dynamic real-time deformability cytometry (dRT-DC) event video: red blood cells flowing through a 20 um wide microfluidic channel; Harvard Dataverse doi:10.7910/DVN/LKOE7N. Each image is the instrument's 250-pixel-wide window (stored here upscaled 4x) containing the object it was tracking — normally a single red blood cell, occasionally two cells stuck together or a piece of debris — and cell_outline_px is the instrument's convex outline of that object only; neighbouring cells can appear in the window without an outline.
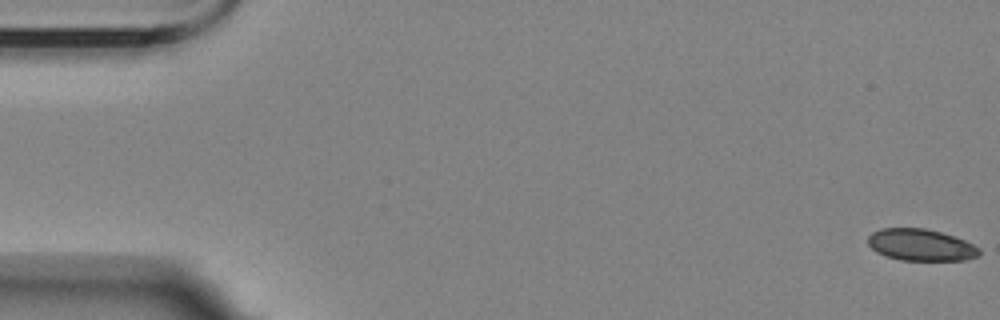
{"species": "Egyptian fruit bat (a non-hibernating species)", "species_latin": "Rousettus aegyptiacus", "temperature_condition": "room temperature", "stored_images_in_passage": 8, "camera_frame_rate_fps": 3000, "um_per_image_px": 0.085, "animal": {"sex": "female"}, "frame": {"image": 1, "passage_image": 1, "time_ms": 0.0, "image_size_px": [1000, 320], "cell_outline_px": [[980, 256], [964, 260], [900, 260], [884, 256], [876, 252], [868, 244], [868, 236], [872, 232], [880, 228], [924, 228], [940, 232], [964, 240], [980, 248]], "centroid_in_image_um": [78.25, 20.82], "position_along_channel_um": 6.8, "area_um2": 20.63}}
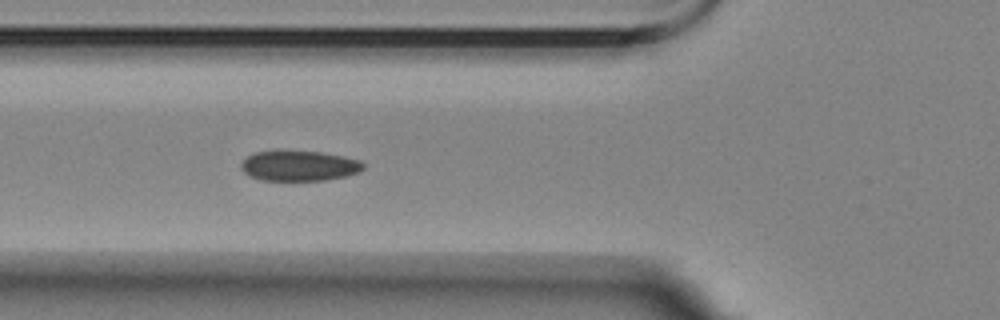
{"frame": {"image": 2, "passage_image": 6, "time_ms": 6.667, "image_size_px": [1000, 320], "cell_outline_px": [[364, 168], [360, 172], [348, 176], [324, 180], [260, 180], [248, 176], [240, 168], [240, 164], [248, 156], [256, 152], [284, 148], [320, 152], [344, 156], [360, 160], [364, 164]], "centroid_in_image_um": [25.41, 14.06], "position_along_channel_um": 100.4, "area_um2": 22.31}}
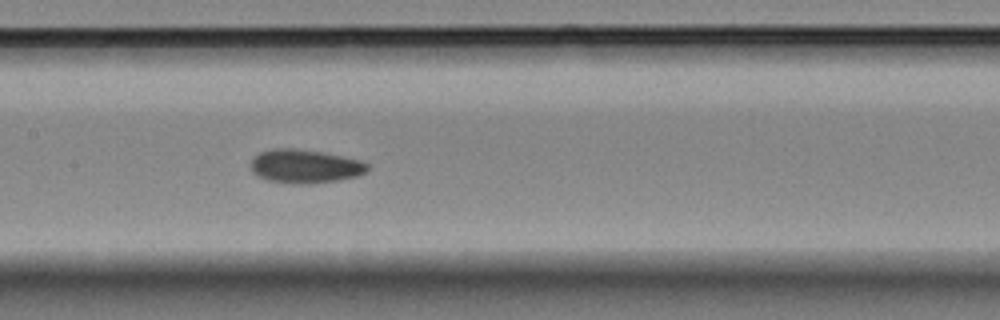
{"frame": {"image": 3, "passage_image": 8, "time_ms": 9.0, "image_size_px": [1000, 320], "cell_outline_px": [[368, 168], [364, 172], [356, 176], [336, 180], [308, 184], [300, 184], [268, 180], [256, 176], [252, 172], [252, 160], [260, 152], [276, 148], [292, 148], [320, 152], [360, 160], [368, 164]], "centroid_in_image_um": [25.89, 14.14], "position_along_channel_um": 181.5, "area_um2": 22.43}}